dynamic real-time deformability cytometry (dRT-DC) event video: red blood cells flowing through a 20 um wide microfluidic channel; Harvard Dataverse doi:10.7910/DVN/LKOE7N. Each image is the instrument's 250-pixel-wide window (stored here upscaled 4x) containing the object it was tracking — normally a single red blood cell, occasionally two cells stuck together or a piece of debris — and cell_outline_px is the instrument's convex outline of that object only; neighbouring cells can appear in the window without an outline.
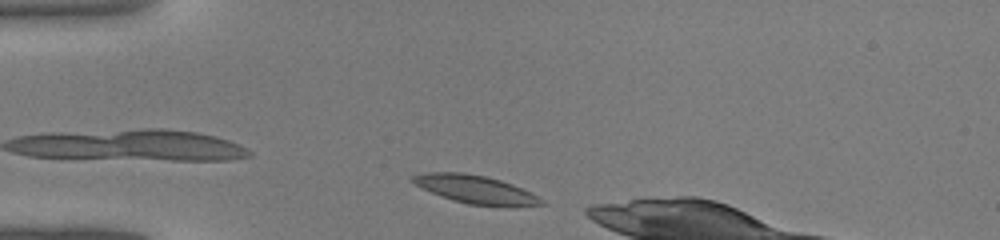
{"species": "common noctule bat (a hibernating species)", "species_latin": "Nyctalus noctula", "temperature_condition": "warm", "stored_images_in_passage": 29, "camera_frame_rate_fps": 3000, "um_per_image_px": 0.085, "animal": {"sex": "male", "body_mass_g": 19.0, "forearm_length_mm": 50.8}, "frame": {"image": 1, "passage_image": 1, "time_ms": 0.0, "image_size_px": [1000, 240], "cell_outline_px": [[544, 204], [512, 208], [508, 208], [468, 204], [452, 200], [432, 192], [408, 180], [412, 176], [428, 172], [460, 172], [484, 176], [500, 180], [512, 184], [536, 196]], "centroid_in_image_um": [40.42, 16.12], "position_along_channel_um": 44.6, "area_um2": 21.04}}
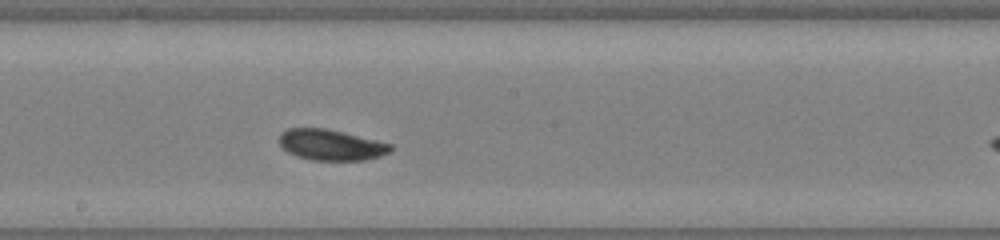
{"frame": {"image": 2, "passage_image": 14, "time_ms": 4.333, "image_size_px": [1000, 240], "cell_outline_px": [[392, 148], [388, 152], [380, 156], [364, 160], [312, 160], [296, 156], [288, 152], [280, 144], [280, 136], [288, 128], [324, 128], [392, 144]], "centroid_in_image_um": [28.13, 12.32], "position_along_channel_um": 220.1, "area_um2": 19.59}}
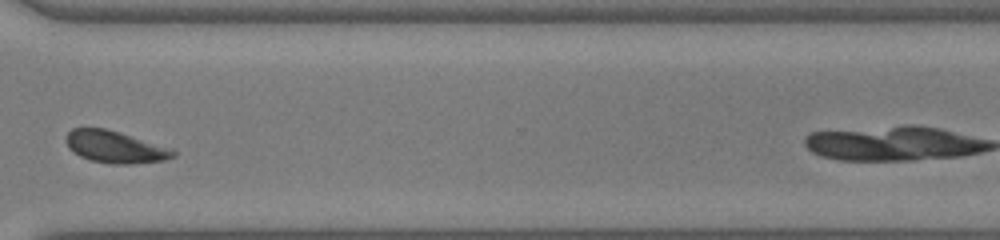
{"frame": {"image": 3, "passage_image": 23, "time_ms": 7.333, "image_size_px": [1000, 240], "cell_outline_px": [[176, 156], [164, 160], [128, 164], [112, 164], [92, 160], [80, 156], [72, 152], [68, 148], [68, 132], [72, 128], [104, 128], [120, 132], [172, 148], [176, 152]], "centroid_in_image_um": [9.81, 12.49], "position_along_channel_um": 360.8, "area_um2": 19.83}}